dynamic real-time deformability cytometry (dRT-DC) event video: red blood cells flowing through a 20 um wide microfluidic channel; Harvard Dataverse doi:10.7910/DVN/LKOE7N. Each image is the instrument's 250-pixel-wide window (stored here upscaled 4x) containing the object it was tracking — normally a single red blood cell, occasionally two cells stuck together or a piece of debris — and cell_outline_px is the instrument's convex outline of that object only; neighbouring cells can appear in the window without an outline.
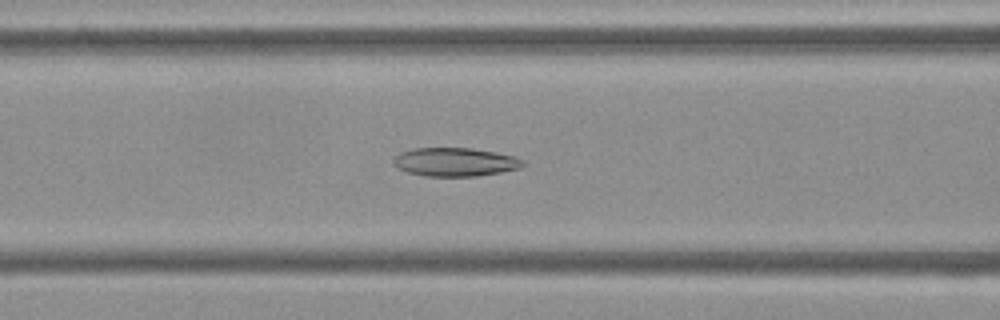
{"species": "Egyptian fruit bat (a non-hibernating species)", "species_latin": "Rousettus aegyptiacus", "temperature_condition": "cold", "stored_images_in_passage": 45, "camera_frame_rate_fps": 3000, "um_per_image_px": 0.085, "frame": {"image": 1, "passage_image": 13, "time_ms": 4.0, "image_size_px": [1000, 320], "cell_outline_px": [[524, 164], [520, 168], [500, 172], [476, 176], [424, 176], [408, 172], [392, 164], [392, 160], [400, 152], [412, 148], [472, 148], [496, 152], [516, 156], [524, 160]], "centroid_in_image_um": [38.69, 13.76], "position_along_channel_um": 127.9, "area_um2": 21.62}}
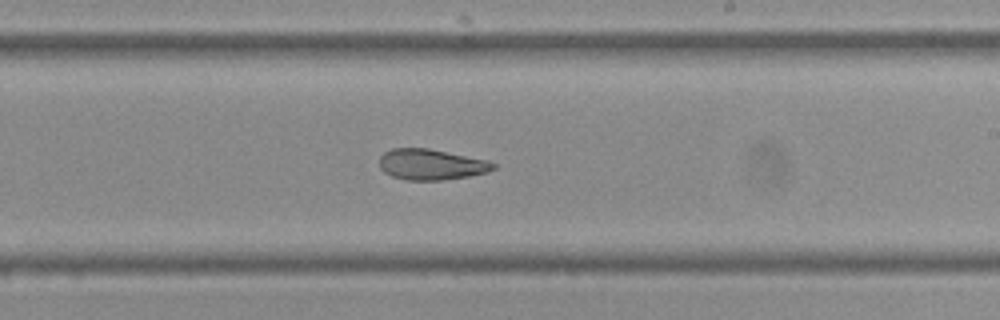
{"frame": {"image": 2, "passage_image": 23, "time_ms": 7.333, "image_size_px": [1000, 320], "cell_outline_px": [[496, 168], [488, 172], [468, 176], [444, 180], [404, 180], [392, 176], [384, 172], [380, 168], [380, 156], [384, 152], [392, 148], [428, 148], [488, 160], [496, 164]], "centroid_in_image_um": [36.65, 13.98], "position_along_channel_um": 252.3, "area_um2": 20.52}}
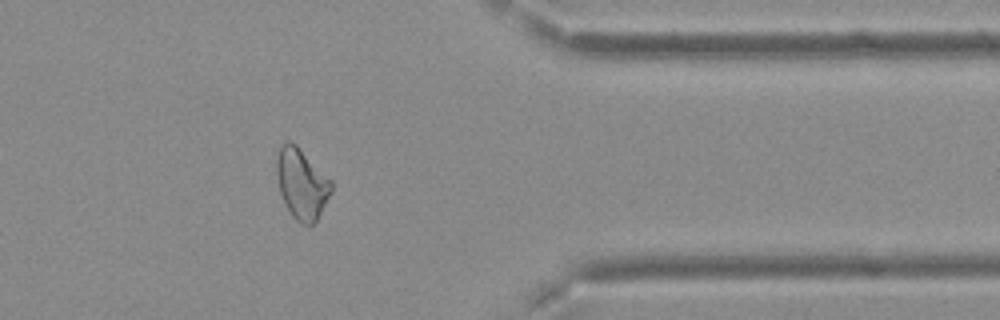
{"frame": {"image": 3, "passage_image": 35, "time_ms": 11.333, "image_size_px": [1000, 320], "cell_outline_px": [[332, 192], [316, 220], [308, 228], [300, 224], [292, 216], [280, 192], [276, 176], [276, 160], [280, 148], [288, 140], [296, 144], [332, 180]], "centroid_in_image_um": [25.65, 15.64], "position_along_channel_um": 385.7, "area_um2": 22.43}, "authors_computed_cell_mechanics": {"area_um2": 22.542, "velocity_mm_per_s": 3.7366, "shape_relaxation_time_tau1_ms": null, "shape_relaxation_time_tau2_ms": 4.3657, "deformation_change_tau1": null, "deformation_change_tau2": 0.1147}}